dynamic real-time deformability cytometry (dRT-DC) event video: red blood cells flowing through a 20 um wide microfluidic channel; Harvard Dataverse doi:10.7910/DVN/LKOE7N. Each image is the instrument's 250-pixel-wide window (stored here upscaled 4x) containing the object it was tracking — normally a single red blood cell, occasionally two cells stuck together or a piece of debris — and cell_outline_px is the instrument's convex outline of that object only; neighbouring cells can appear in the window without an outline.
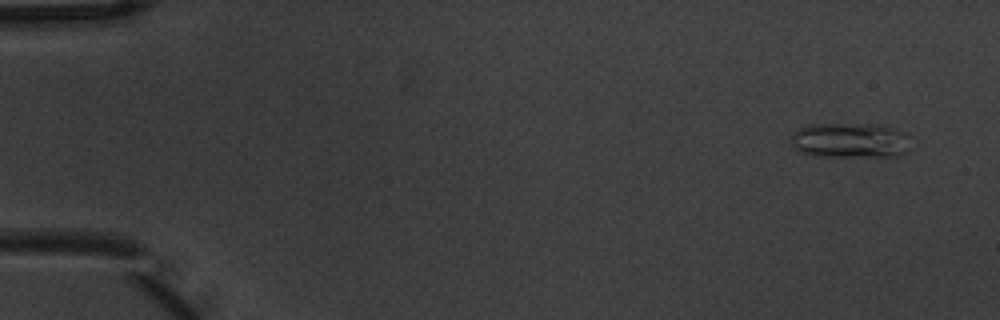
{"species": "common noctule bat (a hibernating species)", "species_latin": "Nyctalus noctula", "temperature_condition": "warm", "stored_images_in_passage": 9, "camera_frame_rate_fps": 3000, "um_per_image_px": 0.085, "animal": {"sex": "male", "body_mass_g": 20.1, "forearm_length_mm": 53.5}, "frame": {"image": 1, "passage_image": 1, "time_ms": 0.0, "image_size_px": [1000, 320], "cell_outline_px": [[912, 148], [908, 152], [896, 156], [816, 156], [800, 152], [792, 148], [792, 136], [800, 128], [808, 124], [868, 124], [896, 128], [912, 136]], "centroid_in_image_um": [72.35, 11.94], "position_along_channel_um": 12.6, "area_um2": 24.91}}
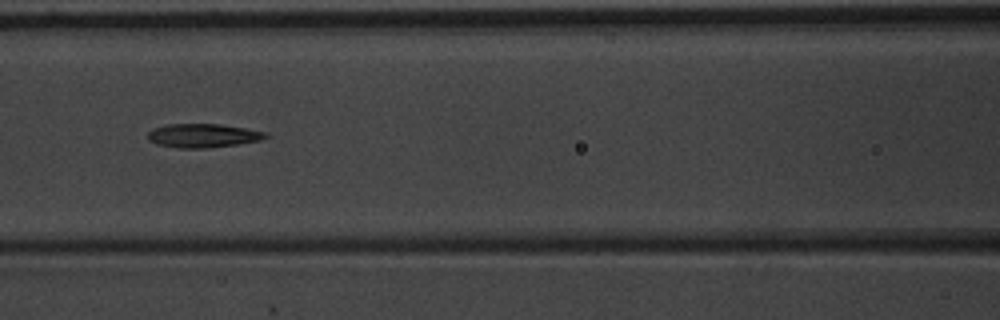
{"frame": {"image": 2, "passage_image": 7, "time_ms": 2.0, "image_size_px": [1000, 320], "cell_outline_px": [[268, 136], [260, 140], [236, 144], [204, 148], [176, 148], [156, 144], [148, 140], [148, 132], [152, 128], [168, 124], [220, 124], [268, 132]], "centroid_in_image_um": [17.21, 11.52], "position_along_channel_um": 149.4, "area_um2": 16.3}}
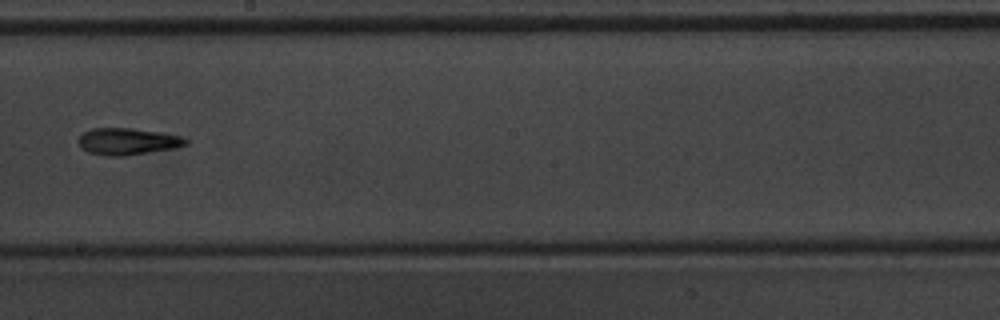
{"frame": {"image": 3, "passage_image": 9, "time_ms": 2.667, "image_size_px": [1000, 320], "cell_outline_px": [[188, 144], [172, 148], [124, 156], [108, 156], [88, 152], [80, 148], [80, 136], [84, 132], [92, 128], [132, 128], [180, 136], [188, 140]], "centroid_in_image_um": [10.81, 12.02], "position_along_channel_um": 237.4, "area_um2": 16.42}}